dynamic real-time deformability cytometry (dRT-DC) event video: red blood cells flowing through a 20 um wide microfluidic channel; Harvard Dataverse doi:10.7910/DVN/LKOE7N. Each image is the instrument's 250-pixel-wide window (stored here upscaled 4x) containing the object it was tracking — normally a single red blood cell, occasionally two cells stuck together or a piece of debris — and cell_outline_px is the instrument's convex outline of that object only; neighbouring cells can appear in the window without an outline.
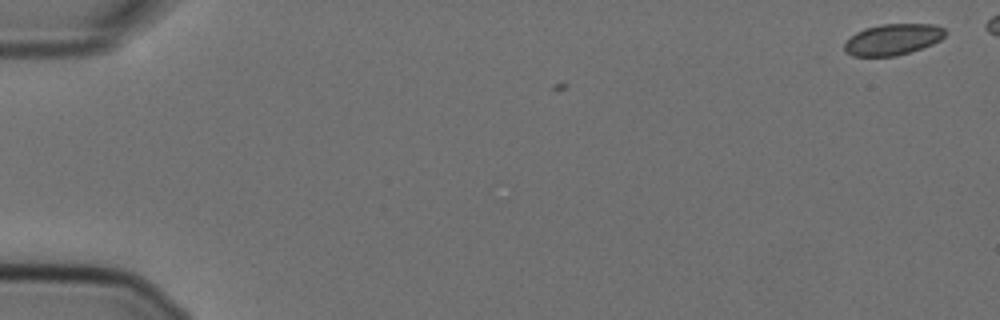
{"species": "Egyptian fruit bat (a non-hibernating species)", "species_latin": "Rousettus aegyptiacus", "temperature_condition": "cold", "stored_images_in_passage": 3, "camera_frame_rate_fps": 3000, "um_per_image_px": 0.085, "animal": {"sex": "female"}, "frame": {"image": 1, "passage_image": 3, "time_ms": 0.667, "image_size_px": [1000, 320], "cell_outline_px": [[948, 32], [940, 40], [932, 44], [896, 56], [852, 56], [844, 52], [844, 44], [856, 32], [864, 28], [880, 24], [936, 24], [944, 28]], "centroid_in_image_um": [75.89, 3.34], "position_along_channel_um": 9.1, "area_um2": 18.32}}